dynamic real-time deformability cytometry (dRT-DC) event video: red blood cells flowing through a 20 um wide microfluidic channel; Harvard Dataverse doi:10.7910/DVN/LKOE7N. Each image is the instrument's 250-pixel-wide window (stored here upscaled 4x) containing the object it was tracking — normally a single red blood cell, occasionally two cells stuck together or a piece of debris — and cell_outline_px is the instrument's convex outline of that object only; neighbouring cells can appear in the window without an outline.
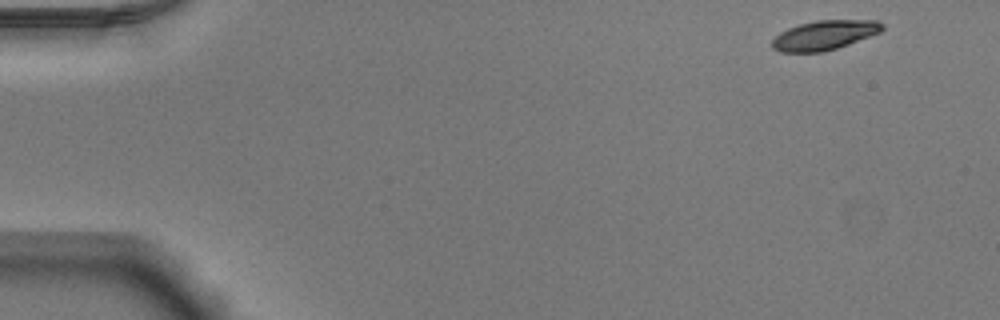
{"species": "Egyptian fruit bat (a non-hibernating species)", "species_latin": "Rousettus aegyptiacus", "temperature_condition": "warm", "stored_images_in_passage": 49, "camera_frame_rate_fps": 3000, "um_per_image_px": 0.085, "animal": {"sex": "male"}, "frame": {"image": 1, "passage_image": 1, "time_ms": 0.0, "image_size_px": [1000, 320], "cell_outline_px": [[884, 28], [880, 32], [848, 44], [824, 52], [780, 52], [772, 48], [772, 40], [780, 32], [788, 28], [800, 24], [816, 20], [876, 20], [884, 24]], "centroid_in_image_um": [70.07, 2.99], "position_along_channel_um": 14.9, "area_um2": 18.84}}
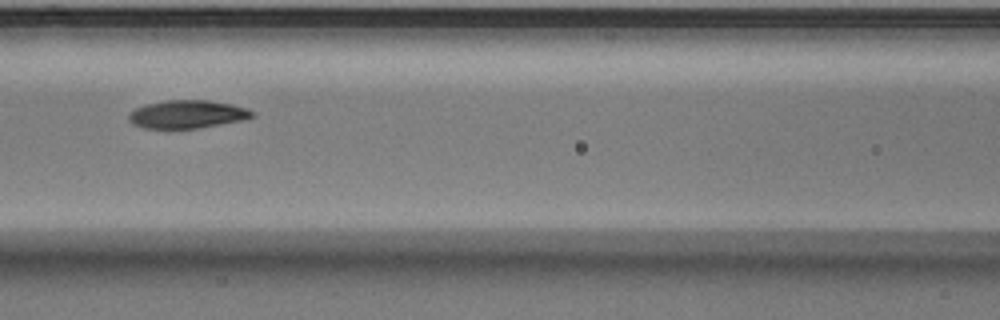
{"frame": {"image": 2, "passage_image": 21, "time_ms": 6.667, "image_size_px": [1000, 320], "cell_outline_px": [[256, 116], [244, 120], [200, 128], [144, 128], [132, 124], [128, 120], [128, 112], [144, 104], [168, 100], [208, 100], [232, 104], [248, 108]], "centroid_in_image_um": [15.91, 9.71], "position_along_channel_um": 150.7, "area_um2": 20.4}}
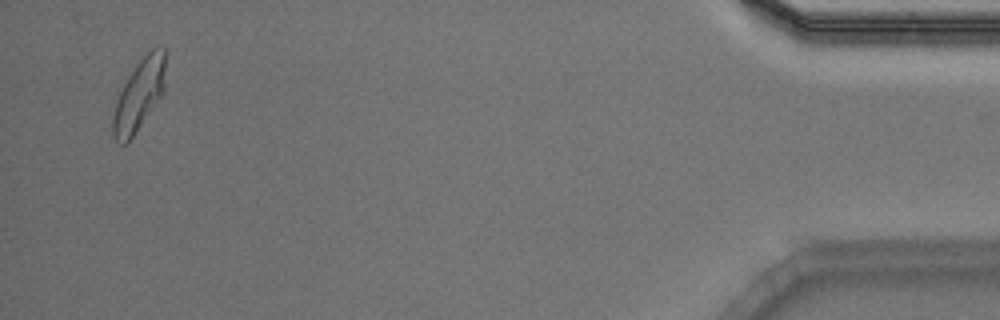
{"frame": {"image": 3, "passage_image": 48, "time_ms": 15.667, "image_size_px": [1000, 320], "cell_outline_px": [[164, 92], [132, 136], [124, 144], [120, 144], [116, 140], [112, 132], [112, 116], [116, 100], [128, 76], [140, 60], [152, 48], [164, 48]], "centroid_in_image_um": [11.8, 8.08], "position_along_channel_um": 423.4, "area_um2": 21.15}, "authors_computed_cell_mechanics": {"area_um2": 20.4034, "velocity_mm_per_s": 3.8937, "shape_relaxation_time_tau1_ms": 2.3802, "shape_relaxation_time_tau2_ms": 2.0296, "deformation_change_tau1": 0.1343, "deformation_change_tau2": 0.0715}}